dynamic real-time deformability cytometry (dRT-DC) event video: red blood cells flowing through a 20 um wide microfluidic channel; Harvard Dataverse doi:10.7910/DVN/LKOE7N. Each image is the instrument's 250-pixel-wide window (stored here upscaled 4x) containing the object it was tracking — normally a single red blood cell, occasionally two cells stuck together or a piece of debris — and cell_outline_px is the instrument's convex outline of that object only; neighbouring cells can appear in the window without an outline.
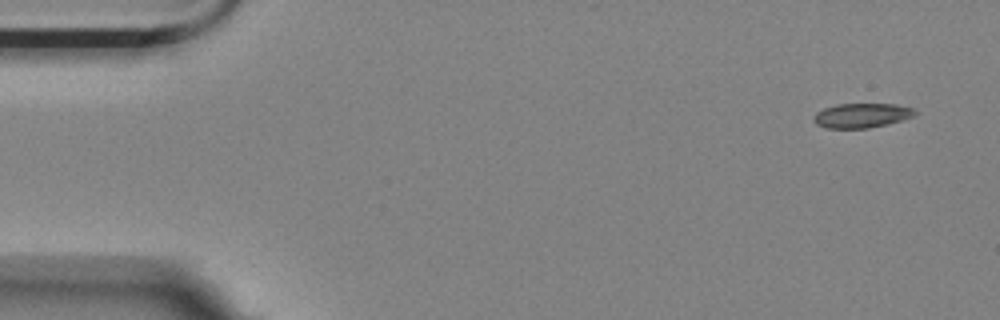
{"species": "Egyptian fruit bat (a non-hibernating species)", "species_latin": "Rousettus aegyptiacus", "temperature_condition": "room temperature", "stored_images_in_passage": 54, "camera_frame_rate_fps": 3000, "um_per_image_px": 0.085, "animal": {"sex": "female"}, "frame": {"image": 1, "passage_image": 1, "time_ms": 0.0, "image_size_px": [1000, 320], "cell_outline_px": [[916, 112], [912, 116], [900, 120], [868, 128], [828, 128], [816, 124], [812, 120], [812, 116], [816, 112], [824, 108], [836, 104], [896, 104], [916, 108]], "centroid_in_image_um": [73.2, 9.8], "position_along_channel_um": 11.8, "area_um2": 14.39}}
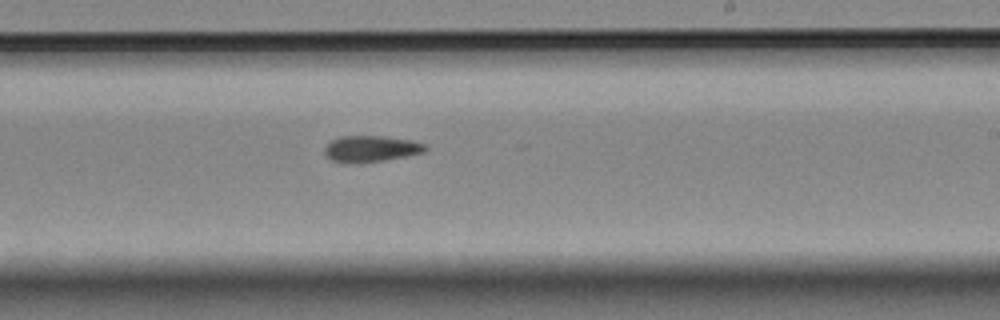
{"frame": {"image": 2, "passage_image": 31, "time_ms": 10.0, "image_size_px": [1000, 320], "cell_outline_px": [[428, 148], [424, 152], [384, 160], [360, 164], [344, 164], [332, 160], [324, 152], [324, 148], [332, 140], [340, 136], [380, 136], [412, 140], [424, 144]], "centroid_in_image_um": [31.5, 12.66], "position_along_channel_um": 257.5, "area_um2": 15.49}}
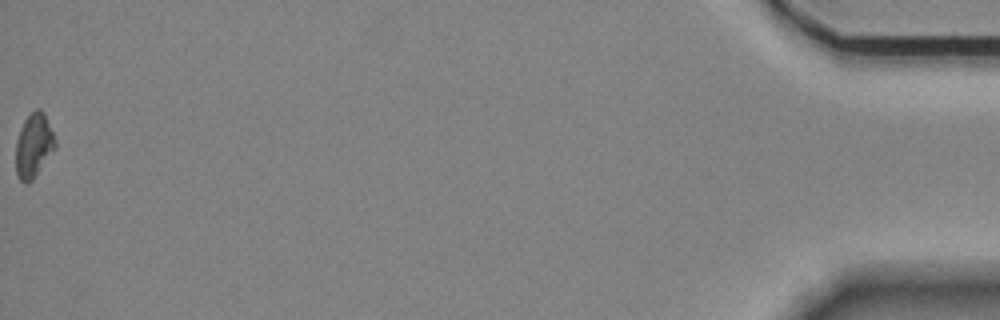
{"frame": {"image": 3, "passage_image": 54, "time_ms": 17.667, "image_size_px": [1000, 320], "cell_outline_px": [[56, 148], [32, 180], [24, 184], [20, 180], [16, 172], [16, 140], [20, 128], [24, 120], [36, 108], [40, 108], [44, 112], [56, 140]], "centroid_in_image_um": [2.87, 12.36], "position_along_channel_um": 432.3, "area_um2": 14.74}, "authors_computed_cell_mechanics": {"area_um2": 15.028, "velocity_mm_per_s": 3.5707, "shape_relaxation_time_tau1_ms": null, "shape_relaxation_time_tau2_ms": 10.4308, "deformation_change_tau1": null, "deformation_change_tau2": 0.1871}}